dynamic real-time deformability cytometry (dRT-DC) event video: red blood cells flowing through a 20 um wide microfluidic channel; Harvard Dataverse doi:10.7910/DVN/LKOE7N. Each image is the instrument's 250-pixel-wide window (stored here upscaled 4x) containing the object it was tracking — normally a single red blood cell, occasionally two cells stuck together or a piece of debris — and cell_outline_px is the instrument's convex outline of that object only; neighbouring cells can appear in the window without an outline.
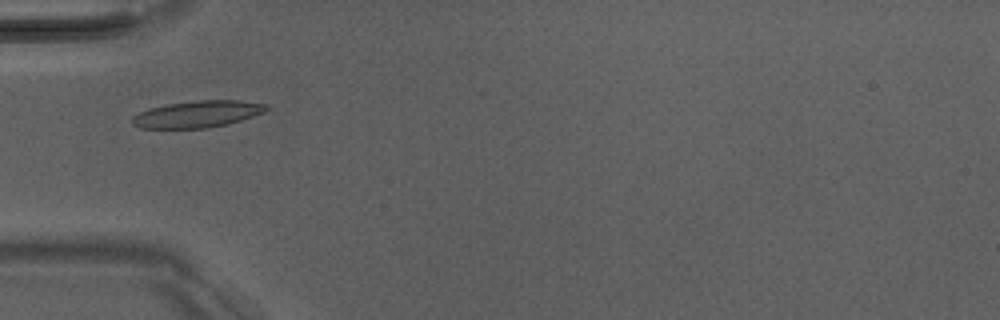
{"species": "Egyptian fruit bat (a non-hibernating species)", "species_latin": "Rousettus aegyptiacus", "temperature_condition": "room temperature", "stored_images_in_passage": 25, "camera_frame_rate_fps": 3000, "um_per_image_px": 0.085, "animal": {"sex": "male"}, "frame": {"image": 1, "passage_image": 14, "time_ms": 4.333, "image_size_px": [1000, 320], "cell_outline_px": [[268, 108], [264, 112], [228, 124], [204, 128], [140, 128], [132, 124], [132, 116], [148, 108], [168, 104], [200, 100], [240, 100], [264, 104]], "centroid_in_image_um": [16.75, 9.7], "position_along_channel_um": 68.3, "area_um2": 20.69}}